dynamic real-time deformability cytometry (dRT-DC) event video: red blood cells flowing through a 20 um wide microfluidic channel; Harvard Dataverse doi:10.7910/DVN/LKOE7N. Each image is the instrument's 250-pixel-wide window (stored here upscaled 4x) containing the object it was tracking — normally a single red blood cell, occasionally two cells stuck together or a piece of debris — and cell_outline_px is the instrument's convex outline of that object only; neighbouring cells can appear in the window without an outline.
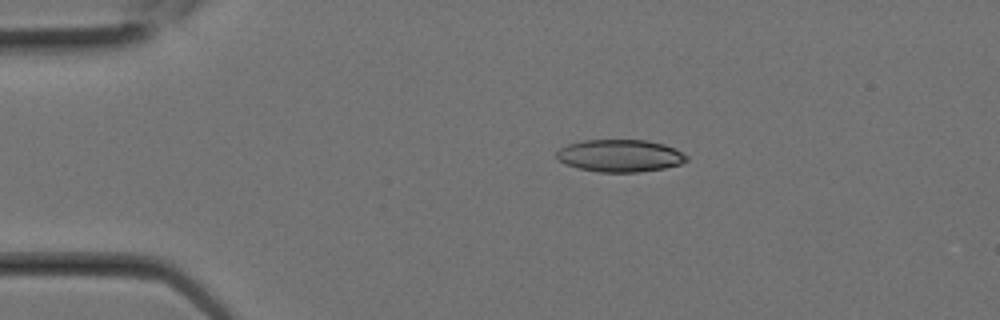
{"species": "Egyptian fruit bat (a non-hibernating species)", "species_latin": "Rousettus aegyptiacus", "temperature_condition": "room temperature", "stored_images_in_passage": 3, "camera_frame_rate_fps": 3000, "um_per_image_px": 0.085, "animal": {"sex": "female"}, "frame": {"image": 1, "passage_image": 2, "time_ms": 0.333, "image_size_px": [1000, 320], "cell_outline_px": [[688, 160], [680, 164], [664, 168], [640, 172], [600, 172], [580, 168], [564, 164], [556, 156], [556, 152], [560, 148], [568, 144], [584, 140], [648, 140], [664, 144], [676, 148], [688, 156]], "centroid_in_image_um": [52.73, 13.23], "position_along_channel_um": 32.3, "area_um2": 24.57}}
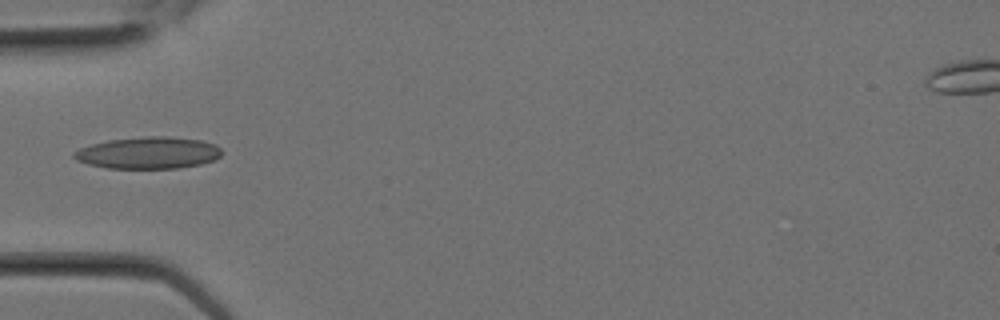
{"frame": {"image": 2, "passage_image": 3, "time_ms": 0.667, "image_size_px": [1000, 320], "cell_outline_px": [[224, 152], [220, 156], [212, 160], [200, 164], [176, 168], [108, 168], [88, 164], [76, 160], [72, 156], [72, 152], [80, 148], [92, 144], [108, 140], [144, 136], [168, 136], [200, 140], [216, 144]], "centroid_in_image_um": [12.6, 12.98], "position_along_channel_um": 72.4, "area_um2": 27.46}}